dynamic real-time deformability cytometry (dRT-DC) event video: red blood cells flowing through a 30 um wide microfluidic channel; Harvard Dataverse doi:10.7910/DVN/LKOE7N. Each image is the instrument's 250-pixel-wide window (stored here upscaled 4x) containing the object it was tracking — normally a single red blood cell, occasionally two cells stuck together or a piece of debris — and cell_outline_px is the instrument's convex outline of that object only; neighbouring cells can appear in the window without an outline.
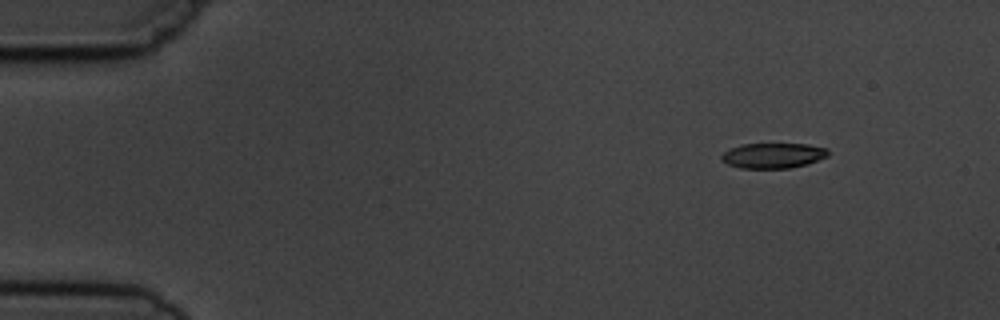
{"species": "common noctule bat (a hibernating species)", "species_latin": "Nyctalus noctula", "temperature_condition": "cold", "stored_images_in_passage": 6, "segment_of_instrument_passage": [2, 2], "camera_frame_rate_fps": 3000, "um_per_image_px": 0.085, "animal": {"sex": "male", "body_mass_g": 19.5, "forearm_length_mm": 54.6}, "frame": {"image": 1, "passage_image": 6, "time_ms": 6.667, "image_size_px": [1000, 320], "cell_outline_px": [[828, 156], [808, 164], [792, 168], [740, 168], [728, 164], [720, 156], [724, 152], [740, 144], [808, 144], [828, 148]], "centroid_in_image_um": [65.75, 13.22], "position_along_channel_um": 19.2, "area_um2": 15.66}}